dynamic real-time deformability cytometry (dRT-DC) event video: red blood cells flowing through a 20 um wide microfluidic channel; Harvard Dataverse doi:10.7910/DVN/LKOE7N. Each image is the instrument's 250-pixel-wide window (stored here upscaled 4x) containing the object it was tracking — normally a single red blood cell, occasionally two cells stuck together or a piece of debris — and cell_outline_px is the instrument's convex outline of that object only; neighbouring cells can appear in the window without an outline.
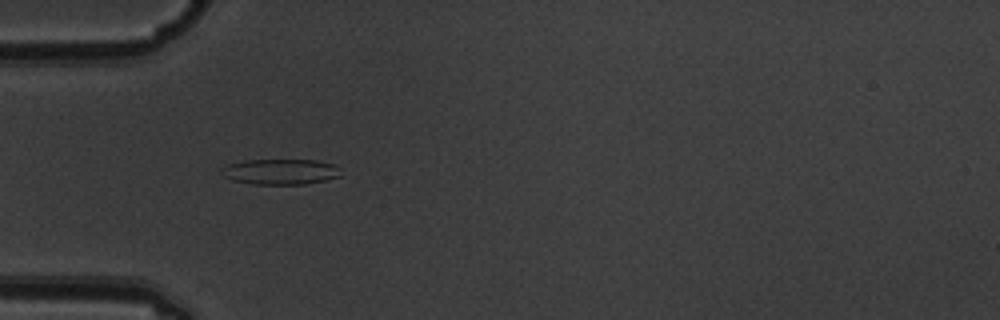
{"species": "common noctule bat (a hibernating species)", "species_latin": "Nyctalus noctula", "temperature_condition": "warm", "stored_images_in_passage": 4, "camera_frame_rate_fps": 3000, "um_per_image_px": 0.085, "animal": {"sex": "male", "body_mass_g": 19.5, "forearm_length_mm": 54.6}, "frame": {"image": 1, "passage_image": 3, "time_ms": 0.667, "image_size_px": [1000, 320], "cell_outline_px": [[340, 176], [324, 180], [304, 184], [252, 184], [232, 180], [224, 176], [220, 172], [220, 168], [228, 164], [244, 160], [316, 160], [336, 164], [340, 168]], "centroid_in_image_um": [23.83, 14.59], "position_along_channel_um": 61.2, "area_um2": 17.86}}